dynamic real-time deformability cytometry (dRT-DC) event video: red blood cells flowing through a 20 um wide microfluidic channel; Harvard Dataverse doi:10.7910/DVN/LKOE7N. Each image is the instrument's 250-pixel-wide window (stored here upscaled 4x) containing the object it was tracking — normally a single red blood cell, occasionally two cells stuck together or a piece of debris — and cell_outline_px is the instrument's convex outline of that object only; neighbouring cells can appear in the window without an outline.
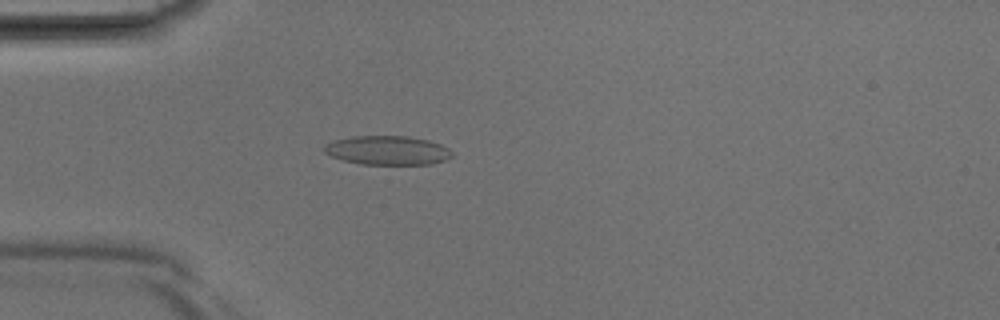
{"species": "Egyptian fruit bat (a non-hibernating species)", "species_latin": "Rousettus aegyptiacus", "temperature_condition": "room temperature", "stored_images_in_passage": 41, "camera_frame_rate_fps": 3000, "um_per_image_px": 0.085, "animal": {"sex": "male"}, "frame": {"image": 1, "passage_image": 12, "time_ms": 3.667, "image_size_px": [1000, 320], "cell_outline_px": [[452, 156], [444, 160], [432, 164], [360, 164], [344, 160], [332, 156], [324, 152], [324, 144], [336, 140], [352, 136], [408, 136], [428, 140], [440, 144], [448, 148], [452, 152]], "centroid_in_image_um": [32.94, 12.77], "position_along_channel_um": 52.1, "area_um2": 21.5}}
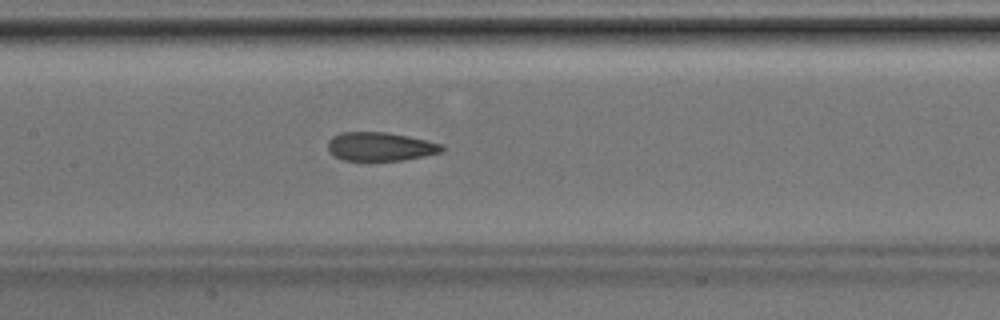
{"frame": {"image": 2, "passage_image": 20, "time_ms": 6.333, "image_size_px": [1000, 320], "cell_outline_px": [[444, 148], [440, 152], [424, 156], [404, 160], [344, 160], [328, 152], [328, 140], [332, 136], [340, 132], [388, 132], [408, 136], [444, 144]], "centroid_in_image_um": [32.31, 12.45], "position_along_channel_um": 175.1, "area_um2": 19.07}}
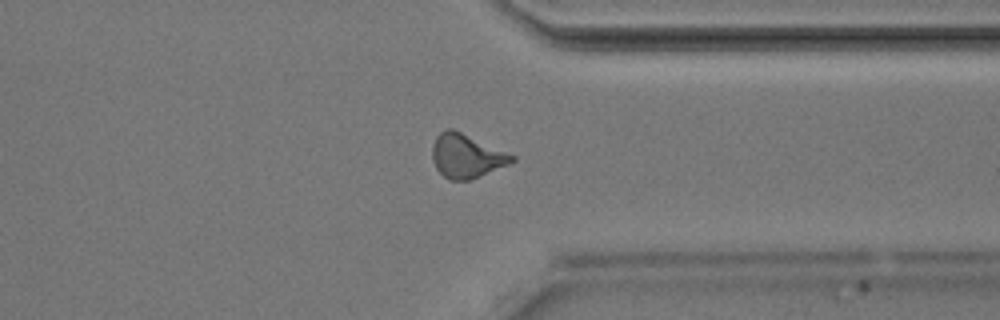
{"frame": {"image": 3, "passage_image": 32, "time_ms": 10.333, "image_size_px": [1000, 320], "cell_outline_px": [[516, 160], [508, 164], [468, 180], [448, 180], [436, 168], [432, 160], [432, 148], [436, 136], [440, 132], [448, 128], [452, 128], [516, 156]], "centroid_in_image_um": [39.62, 13.25], "position_along_channel_um": 371.8, "area_um2": 20.06}}